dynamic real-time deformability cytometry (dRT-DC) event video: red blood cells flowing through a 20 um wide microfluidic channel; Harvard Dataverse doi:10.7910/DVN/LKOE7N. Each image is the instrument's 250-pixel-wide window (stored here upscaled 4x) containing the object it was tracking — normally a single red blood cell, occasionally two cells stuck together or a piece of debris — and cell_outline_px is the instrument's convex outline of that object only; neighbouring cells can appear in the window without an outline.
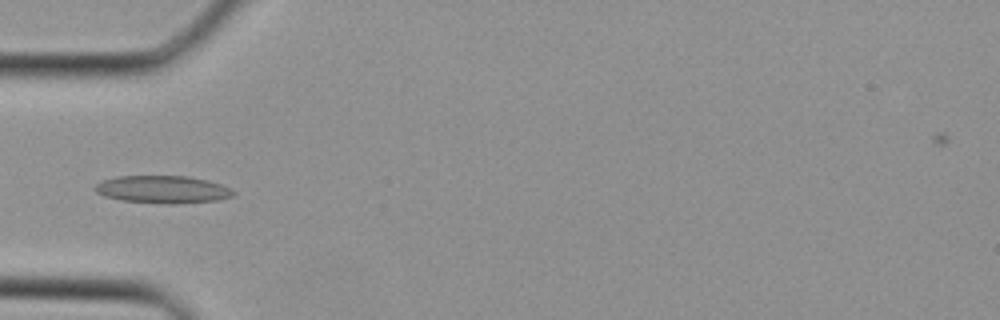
{"species": "Egyptian fruit bat (a non-hibernating species)", "species_latin": "Rousettus aegyptiacus", "temperature_condition": "cold", "stored_images_in_passage": 27, "camera_frame_rate_fps": 3000, "um_per_image_px": 0.085, "animal": {"sex": "female"}, "frame": {"image": 1, "passage_image": 2, "time_ms": 0.333, "image_size_px": [1000, 320], "cell_outline_px": [[236, 192], [232, 196], [216, 200], [176, 204], [160, 204], [120, 200], [104, 196], [96, 192], [92, 188], [100, 180], [116, 176], [188, 176], [208, 180], [232, 188]], "centroid_in_image_um": [13.79, 16.1], "position_along_channel_um": 71.2, "area_um2": 22.54}}
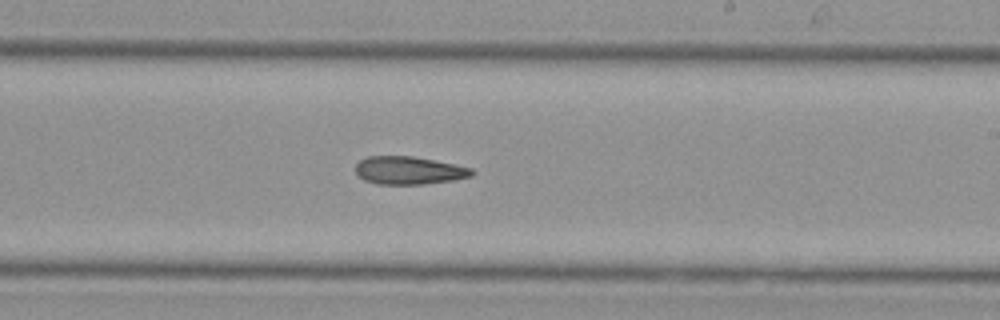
{"frame": {"image": 2, "passage_image": 12, "time_ms": 3.667, "image_size_px": [1000, 320], "cell_outline_px": [[476, 172], [472, 176], [452, 180], [424, 184], [376, 184], [364, 180], [356, 172], [356, 164], [360, 160], [368, 156], [412, 156], [456, 164], [472, 168]], "centroid_in_image_um": [34.78, 14.48], "position_along_channel_um": 254.2, "area_um2": 18.96}}
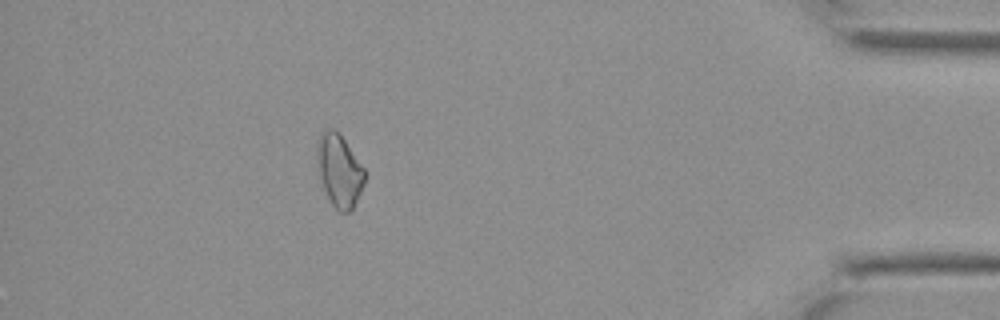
{"frame": {"image": 3, "passage_image": 23, "time_ms": 7.333, "image_size_px": [1000, 320], "cell_outline_px": [[364, 184], [352, 212], [340, 212], [332, 204], [324, 188], [320, 176], [316, 152], [316, 148], [320, 132], [328, 128], [332, 128], [344, 140], [364, 168]], "centroid_in_image_um": [28.84, 14.51], "position_along_channel_um": 406.4, "area_um2": 19.77}}